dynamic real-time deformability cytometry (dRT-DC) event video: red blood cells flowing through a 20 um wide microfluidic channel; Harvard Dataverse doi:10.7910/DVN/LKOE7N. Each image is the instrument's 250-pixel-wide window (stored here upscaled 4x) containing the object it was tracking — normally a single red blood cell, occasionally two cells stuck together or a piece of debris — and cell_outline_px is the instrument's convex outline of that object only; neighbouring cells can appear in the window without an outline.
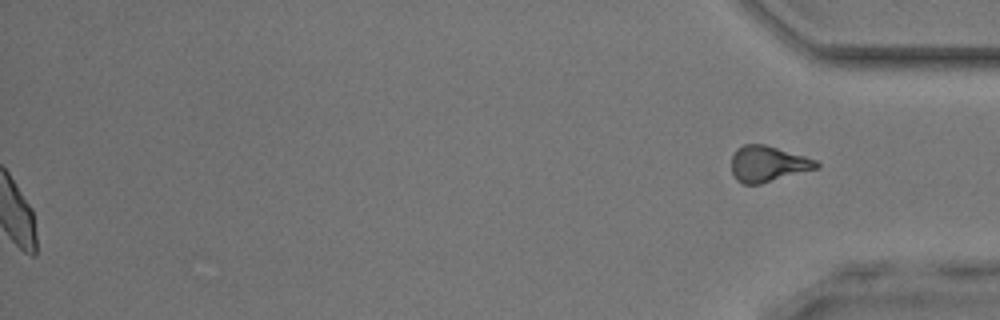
{"species": "common noctule bat (a hibernating species)", "species_latin": "Nyctalus noctula", "temperature_condition": "room temperature", "stored_images_in_passage": 48, "segment_of_instrument_passage": [2, 2], "camera_frame_rate_fps": 3000, "um_per_image_px": 0.085, "animal": {"sex": "male", "body_mass_g": 17.9, "forearm_length_mm": 54.2}, "frame": {"image": 1, "passage_image": 48, "time_ms": 15.667, "image_size_px": [1000, 320], "cell_outline_px": [[820, 168], [760, 184], [744, 184], [736, 180], [732, 176], [732, 156], [736, 148], [744, 144], [764, 144], [804, 156], [816, 160], [820, 164]], "centroid_in_image_um": [65.26, 13.94], "position_along_channel_um": 369.9, "area_um2": 17.86}}